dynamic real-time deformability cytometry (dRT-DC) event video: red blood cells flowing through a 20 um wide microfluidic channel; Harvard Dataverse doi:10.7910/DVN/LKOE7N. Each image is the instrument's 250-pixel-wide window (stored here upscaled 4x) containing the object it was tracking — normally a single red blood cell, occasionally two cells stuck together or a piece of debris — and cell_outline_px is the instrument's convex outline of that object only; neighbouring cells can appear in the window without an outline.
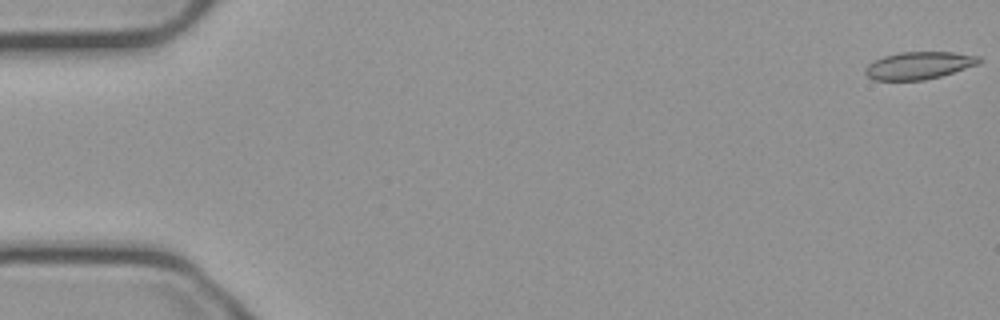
{"species": "common noctule bat (a hibernating species)", "species_latin": "Nyctalus noctula", "temperature_condition": "cold", "stored_images_in_passage": 55, "camera_frame_rate_fps": 3000, "um_per_image_px": 0.085, "animal": {"sex": "male", "body_mass_g": 23.1, "forearm_length_mm": 52.7}, "frame": {"image": 1, "passage_image": 1, "time_ms": 0.0, "image_size_px": [1000, 320], "cell_outline_px": [[984, 60], [980, 64], [940, 76], [924, 80], [872, 80], [864, 72], [864, 68], [868, 64], [884, 56], [900, 52], [952, 52], [980, 56]], "centroid_in_image_um": [78.14, 5.56], "position_along_channel_um": 6.9, "area_um2": 18.26}}
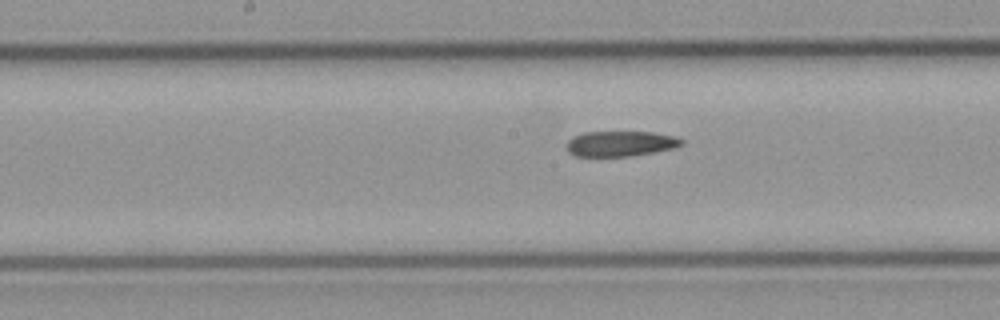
{"frame": {"image": 2, "passage_image": 28, "time_ms": 9.0, "image_size_px": [1000, 320], "cell_outline_px": [[684, 144], [676, 148], [628, 156], [576, 156], [568, 152], [564, 148], [568, 140], [572, 136], [584, 132], [652, 132], [676, 136], [684, 140]], "centroid_in_image_um": [52.73, 12.2], "position_along_channel_um": 195.5, "area_um2": 17.17}}
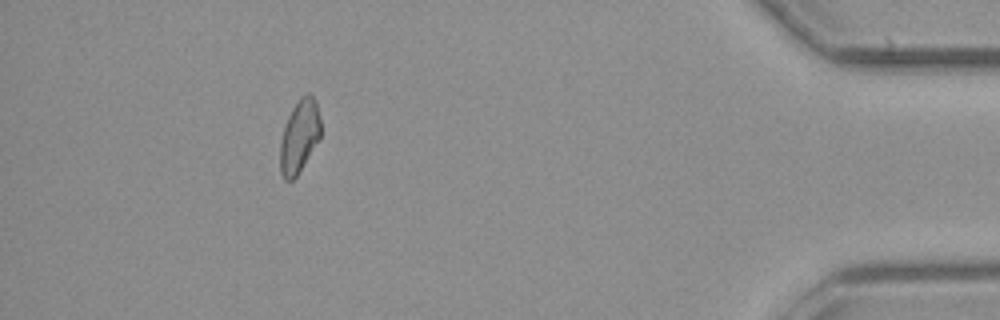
{"frame": {"image": 3, "passage_image": 50, "time_ms": 16.333, "image_size_px": [1000, 320], "cell_outline_px": [[320, 140], [296, 176], [292, 180], [284, 180], [280, 172], [280, 140], [288, 116], [292, 108], [300, 96], [304, 92], [308, 92], [316, 100], [320, 116]], "centroid_in_image_um": [25.45, 11.56], "position_along_channel_um": 409.7, "area_um2": 17.46}}